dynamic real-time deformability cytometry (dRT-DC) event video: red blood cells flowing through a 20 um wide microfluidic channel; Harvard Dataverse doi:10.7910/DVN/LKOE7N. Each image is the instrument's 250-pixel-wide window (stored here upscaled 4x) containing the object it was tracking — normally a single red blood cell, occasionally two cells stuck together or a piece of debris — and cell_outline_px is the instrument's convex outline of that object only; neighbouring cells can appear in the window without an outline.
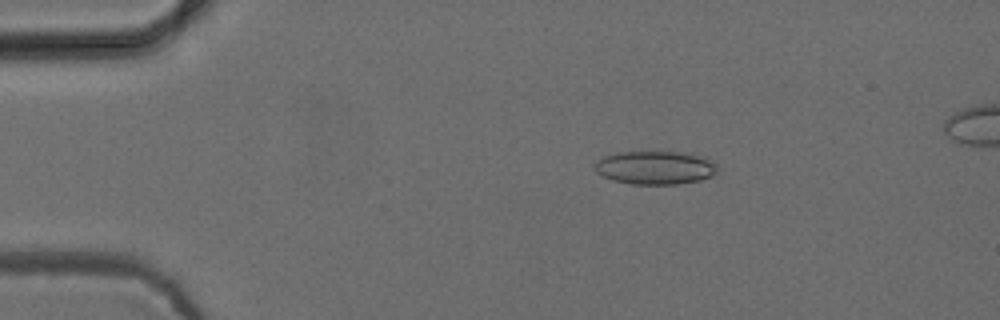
{"species": "common noctule bat (a hibernating species)", "species_latin": "Nyctalus noctula", "temperature_condition": "cold", "stored_images_in_passage": 53, "camera_frame_rate_fps": 3000, "um_per_image_px": 0.085, "animal": {"sex": "female", "body_mass_g": 24.6, "forearm_length_mm": 56.2}, "frame": {"image": 1, "passage_image": 10, "time_ms": 3.0, "image_size_px": [1000, 320], "cell_outline_px": [[716, 172], [712, 176], [700, 180], [676, 184], [632, 184], [612, 180], [596, 172], [592, 168], [604, 156], [616, 152], [688, 152], [704, 156], [712, 160], [716, 164]], "centroid_in_image_um": [55.71, 14.24], "position_along_channel_um": 29.3, "area_um2": 23.99}}
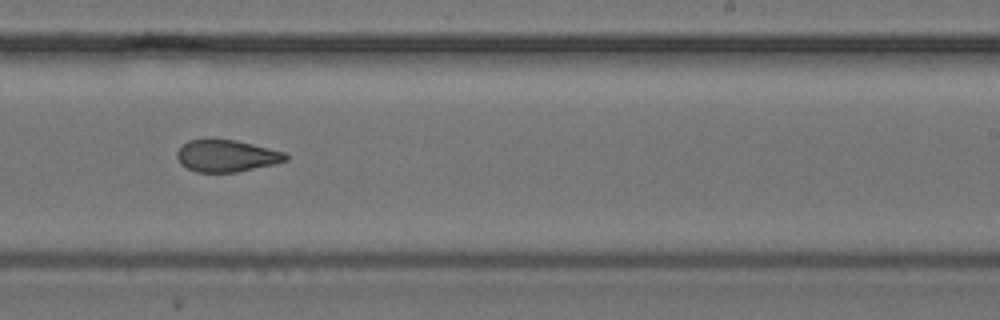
{"frame": {"image": 2, "passage_image": 33, "time_ms": 10.667, "image_size_px": [1000, 320], "cell_outline_px": [[288, 160], [276, 164], [236, 172], [196, 172], [180, 164], [176, 156], [176, 152], [188, 140], [236, 140], [284, 152], [288, 156]], "centroid_in_image_um": [19.26, 13.26], "position_along_channel_um": 269.7, "area_um2": 20.06}}
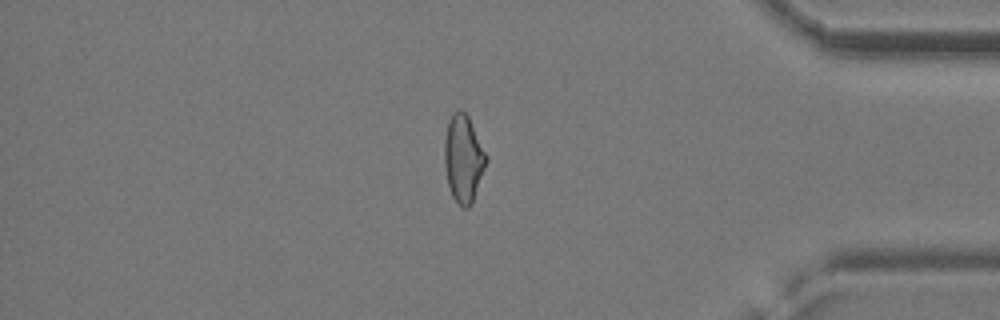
{"frame": {"image": 3, "passage_image": 45, "time_ms": 14.667, "image_size_px": [1000, 320], "cell_outline_px": [[488, 160], [472, 204], [468, 208], [464, 208], [452, 196], [448, 184], [444, 164], [444, 140], [448, 120], [452, 112], [460, 108], [468, 116], [488, 156]], "centroid_in_image_um": [39.39, 13.45], "position_along_channel_um": 395.8, "area_um2": 21.44}}